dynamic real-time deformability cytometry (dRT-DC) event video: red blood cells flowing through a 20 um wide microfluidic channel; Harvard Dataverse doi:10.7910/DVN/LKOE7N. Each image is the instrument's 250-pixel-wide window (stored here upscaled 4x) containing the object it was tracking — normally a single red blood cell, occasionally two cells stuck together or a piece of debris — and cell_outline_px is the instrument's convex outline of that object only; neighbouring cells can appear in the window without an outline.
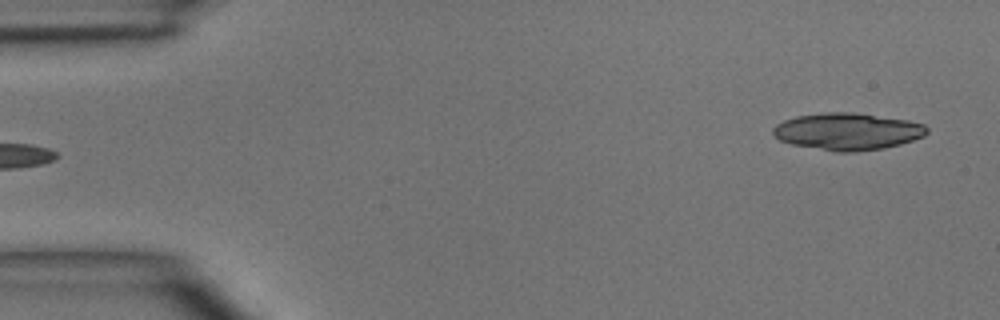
{"species": "common noctule bat (a hibernating species)", "species_latin": "Nyctalus noctula", "temperature_condition": "room temperature", "stored_images_in_passage": 4, "segment_of_instrument_passage": [2, 2], "camera_frame_rate_fps": 3000, "um_per_image_px": 0.085, "animal": {"sex": "male", "body_mass_g": 15.6}, "frame": {"image": 1, "passage_image": 4, "time_ms": 3.333, "image_size_px": [1000, 320], "cell_outline_px": [[928, 132], [924, 136], [900, 144], [884, 148], [852, 152], [840, 152], [792, 144], [780, 140], [772, 132], [772, 128], [776, 124], [784, 120], [796, 116], [828, 112], [852, 112], [908, 120], [924, 124], [928, 128]], "centroid_in_image_um": [72.05, 11.17], "position_along_channel_um": 12.9, "area_um2": 33.0}}